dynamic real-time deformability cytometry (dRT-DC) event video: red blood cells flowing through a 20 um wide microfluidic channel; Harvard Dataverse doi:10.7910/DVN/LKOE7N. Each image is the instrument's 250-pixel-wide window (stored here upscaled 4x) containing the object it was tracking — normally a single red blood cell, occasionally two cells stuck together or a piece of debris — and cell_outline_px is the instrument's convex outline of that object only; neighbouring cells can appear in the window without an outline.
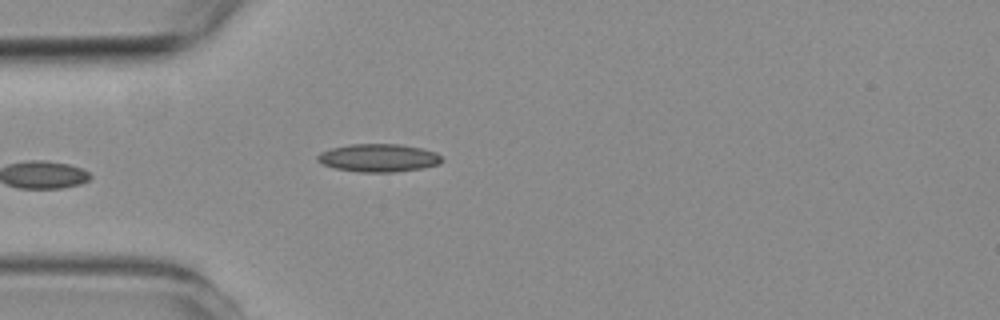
{"species": "common noctule bat (a hibernating species)", "species_latin": "Nyctalus noctula", "temperature_condition": "room temperature", "stored_images_in_passage": 4, "camera_frame_rate_fps": 3000, "um_per_image_px": 0.085, "animal": {"sex": "female", "body_mass_g": 19.3, "forearm_length_mm": 54.1}, "frame": {"image": 1, "passage_image": 4, "time_ms": 4.0, "image_size_px": [1000, 320], "cell_outline_px": [[444, 160], [440, 164], [420, 168], [396, 172], [360, 172], [336, 168], [324, 164], [316, 160], [316, 156], [320, 152], [332, 148], [348, 144], [400, 144], [424, 148], [436, 152]], "centroid_in_image_um": [32.2, 13.41], "position_along_channel_um": 52.8, "area_um2": 20.35}}